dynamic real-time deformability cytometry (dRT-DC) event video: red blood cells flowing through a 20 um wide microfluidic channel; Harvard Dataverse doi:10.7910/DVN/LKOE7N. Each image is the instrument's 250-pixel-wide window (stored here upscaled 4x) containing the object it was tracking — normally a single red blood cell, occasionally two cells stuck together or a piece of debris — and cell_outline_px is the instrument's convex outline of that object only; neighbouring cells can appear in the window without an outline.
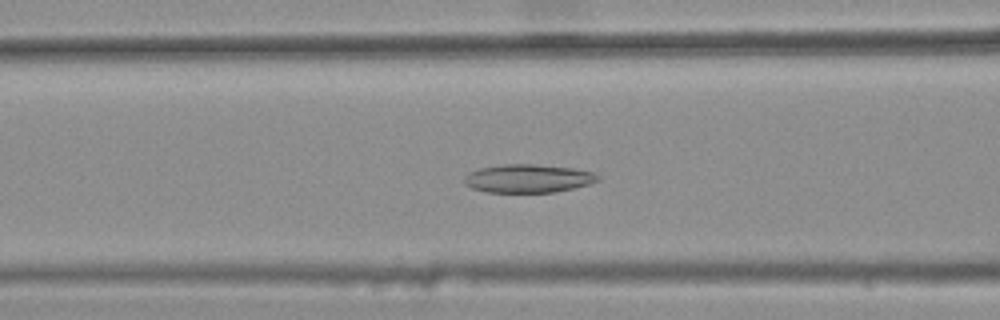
{"species": "common noctule bat (a hibernating species)", "species_latin": "Nyctalus noctula", "temperature_condition": "warm", "stored_images_in_passage": 35, "camera_frame_rate_fps": 3000, "um_per_image_px": 0.085, "animal": {"sex": "female", "body_mass_g": 25.1}, "frame": {"image": 1, "passage_image": 12, "time_ms": 3.667, "image_size_px": [1000, 320], "cell_outline_px": [[600, 180], [588, 184], [556, 192], [484, 192], [472, 188], [464, 184], [464, 176], [468, 172], [480, 168], [504, 164], [532, 164], [572, 168], [592, 172], [600, 176]], "centroid_in_image_um": [44.85, 15.17], "position_along_channel_um": 121.8, "area_um2": 22.02}}
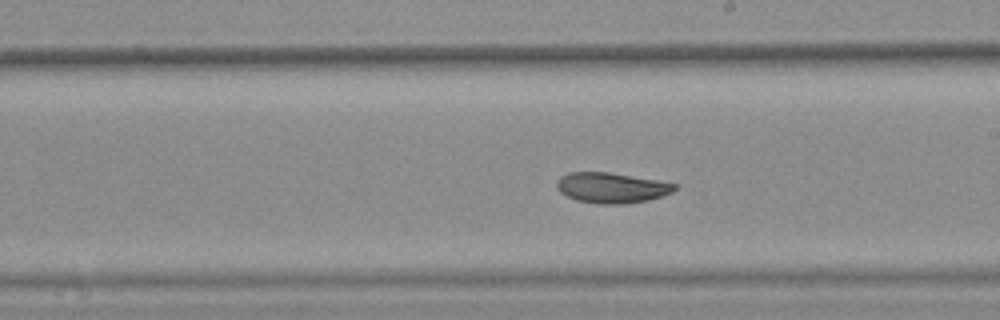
{"frame": {"image": 2, "passage_image": 21, "time_ms": 6.667, "image_size_px": [1000, 320], "cell_outline_px": [[676, 188], [672, 192], [648, 200], [624, 204], [596, 204], [576, 200], [560, 192], [556, 188], [556, 180], [560, 176], [568, 172], [608, 172], [656, 180], [676, 184]], "centroid_in_image_um": [51.92, 15.96], "position_along_channel_um": 237.1, "area_um2": 20.87}}
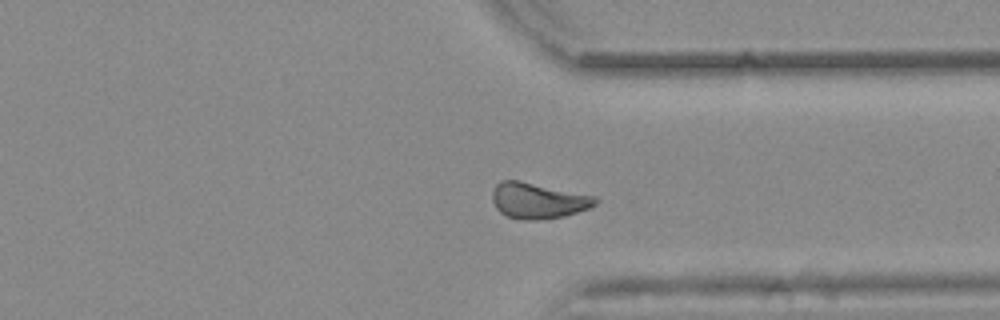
{"frame": {"image": 3, "passage_image": 31, "time_ms": 10.0, "image_size_px": [1000, 320], "cell_outline_px": [[600, 200], [596, 204], [588, 208], [564, 216], [536, 220], [520, 220], [508, 216], [500, 212], [496, 208], [492, 200], [492, 192], [496, 184], [500, 180], [520, 180], [596, 196]], "centroid_in_image_um": [45.72, 17.04], "position_along_channel_um": 365.7, "area_um2": 21.62}, "authors_computed_cell_mechanics": {"area_um2": 21.5594, "velocity_mm_per_s": 3.8517, "shape_relaxation_time_tau1_ms": null, "shape_relaxation_time_tau2_ms": 2.9084, "deformation_change_tau1": null, "deformation_change_tau2": 0.0766}}